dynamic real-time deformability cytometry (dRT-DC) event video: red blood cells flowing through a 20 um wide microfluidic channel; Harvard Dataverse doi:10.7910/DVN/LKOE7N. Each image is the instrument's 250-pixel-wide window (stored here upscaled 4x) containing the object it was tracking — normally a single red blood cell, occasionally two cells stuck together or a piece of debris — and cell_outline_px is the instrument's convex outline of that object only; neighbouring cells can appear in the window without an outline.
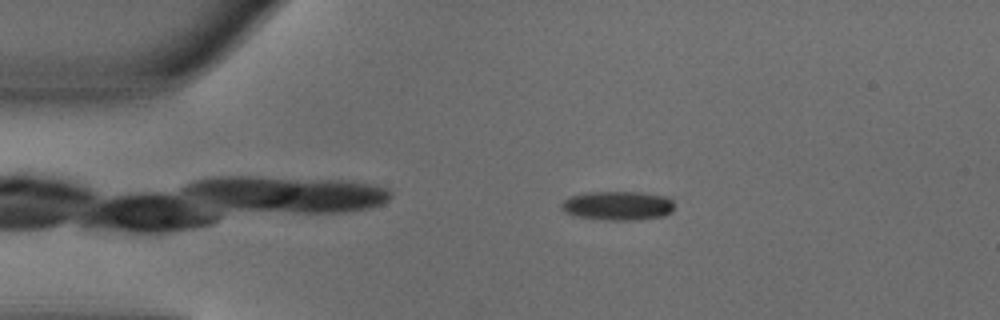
{"species": "common noctule bat (a hibernating species)", "species_latin": "Nyctalus noctula", "temperature_condition": "warm", "stored_images_in_passage": 41, "camera_frame_rate_fps": 3000, "um_per_image_px": 0.085, "animal": {"sex": "male", "body_mass_g": 18.8}, "frame": {"image": 1, "passage_image": 9, "time_ms": 2.667, "image_size_px": [1000, 320], "cell_outline_px": [[672, 212], [664, 216], [640, 220], [608, 220], [576, 216], [564, 212], [560, 208], [560, 204], [568, 196], [584, 192], [640, 192], [668, 196], [672, 200]], "centroid_in_image_um": [52.49, 17.48], "position_along_channel_um": 32.5, "area_um2": 19.42}}
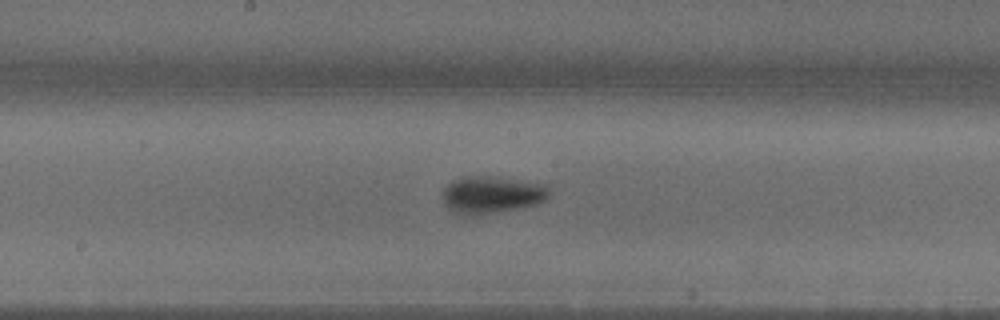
{"frame": {"image": 2, "passage_image": 25, "time_ms": 8.0, "image_size_px": [1000, 320], "cell_outline_px": [[548, 196], [544, 200], [536, 204], [520, 208], [472, 216], [464, 216], [448, 208], [444, 204], [444, 188], [452, 180], [464, 176], [500, 176], [548, 184]], "centroid_in_image_um": [41.81, 16.53], "position_along_channel_um": 206.4, "area_um2": 23.41}}
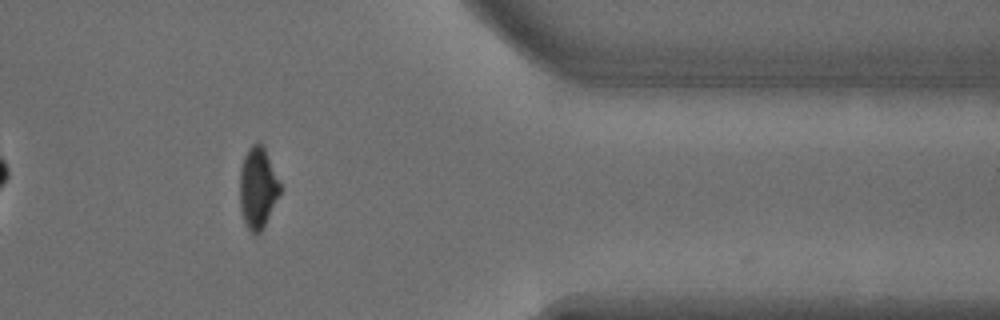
{"frame": {"image": 3, "passage_image": 40, "time_ms": 13.0, "image_size_px": [1000, 320], "cell_outline_px": [[284, 188], [260, 232], [256, 236], [248, 228], [244, 220], [240, 208], [240, 168], [244, 156], [248, 148], [252, 144], [260, 144], [264, 148]], "centroid_in_image_um": [21.94, 15.97], "position_along_channel_um": 389.5, "area_um2": 19.13}}